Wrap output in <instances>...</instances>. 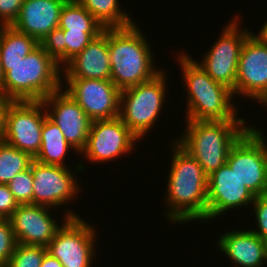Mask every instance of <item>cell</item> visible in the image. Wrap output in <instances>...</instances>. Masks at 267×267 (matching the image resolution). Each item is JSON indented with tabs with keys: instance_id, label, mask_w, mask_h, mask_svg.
Wrapping results in <instances>:
<instances>
[{
	"instance_id": "cell-1",
	"label": "cell",
	"mask_w": 267,
	"mask_h": 267,
	"mask_svg": "<svg viewBox=\"0 0 267 267\" xmlns=\"http://www.w3.org/2000/svg\"><path fill=\"white\" fill-rule=\"evenodd\" d=\"M172 162L168 174V183L164 203L169 223L185 224L190 221L207 220L208 175L197 160L172 141Z\"/></svg>"
},
{
	"instance_id": "cell-2",
	"label": "cell",
	"mask_w": 267,
	"mask_h": 267,
	"mask_svg": "<svg viewBox=\"0 0 267 267\" xmlns=\"http://www.w3.org/2000/svg\"><path fill=\"white\" fill-rule=\"evenodd\" d=\"M1 67V96L10 101H42L63 87L62 67L40 45L17 64Z\"/></svg>"
},
{
	"instance_id": "cell-3",
	"label": "cell",
	"mask_w": 267,
	"mask_h": 267,
	"mask_svg": "<svg viewBox=\"0 0 267 267\" xmlns=\"http://www.w3.org/2000/svg\"><path fill=\"white\" fill-rule=\"evenodd\" d=\"M137 24L108 28L111 81L122 91L147 82L162 70L155 68L151 45Z\"/></svg>"
},
{
	"instance_id": "cell-4",
	"label": "cell",
	"mask_w": 267,
	"mask_h": 267,
	"mask_svg": "<svg viewBox=\"0 0 267 267\" xmlns=\"http://www.w3.org/2000/svg\"><path fill=\"white\" fill-rule=\"evenodd\" d=\"M178 55L187 96V120H244L242 117L237 118L236 113L239 111L232 102L234 95L231 89L214 81L184 51Z\"/></svg>"
},
{
	"instance_id": "cell-5",
	"label": "cell",
	"mask_w": 267,
	"mask_h": 267,
	"mask_svg": "<svg viewBox=\"0 0 267 267\" xmlns=\"http://www.w3.org/2000/svg\"><path fill=\"white\" fill-rule=\"evenodd\" d=\"M245 120H186L176 142L191 154L209 176L227 162L231 147L248 130Z\"/></svg>"
},
{
	"instance_id": "cell-6",
	"label": "cell",
	"mask_w": 267,
	"mask_h": 267,
	"mask_svg": "<svg viewBox=\"0 0 267 267\" xmlns=\"http://www.w3.org/2000/svg\"><path fill=\"white\" fill-rule=\"evenodd\" d=\"M165 72L120 92L119 118L139 140L154 126L163 109L167 93Z\"/></svg>"
},
{
	"instance_id": "cell-7",
	"label": "cell",
	"mask_w": 267,
	"mask_h": 267,
	"mask_svg": "<svg viewBox=\"0 0 267 267\" xmlns=\"http://www.w3.org/2000/svg\"><path fill=\"white\" fill-rule=\"evenodd\" d=\"M65 213L62 226L50 241L47 251L63 267H91L96 257V229L73 210Z\"/></svg>"
},
{
	"instance_id": "cell-8",
	"label": "cell",
	"mask_w": 267,
	"mask_h": 267,
	"mask_svg": "<svg viewBox=\"0 0 267 267\" xmlns=\"http://www.w3.org/2000/svg\"><path fill=\"white\" fill-rule=\"evenodd\" d=\"M46 116L42 101H10L4 113L2 140L34 158L41 148Z\"/></svg>"
},
{
	"instance_id": "cell-9",
	"label": "cell",
	"mask_w": 267,
	"mask_h": 267,
	"mask_svg": "<svg viewBox=\"0 0 267 267\" xmlns=\"http://www.w3.org/2000/svg\"><path fill=\"white\" fill-rule=\"evenodd\" d=\"M234 18L225 25L217 43L208 49L200 62L196 61L214 81L231 89L233 95L240 53L247 36L251 33L247 29L242 30L238 16Z\"/></svg>"
},
{
	"instance_id": "cell-10",
	"label": "cell",
	"mask_w": 267,
	"mask_h": 267,
	"mask_svg": "<svg viewBox=\"0 0 267 267\" xmlns=\"http://www.w3.org/2000/svg\"><path fill=\"white\" fill-rule=\"evenodd\" d=\"M226 163L255 196L267 194V152L254 132L247 130L237 140Z\"/></svg>"
},
{
	"instance_id": "cell-11",
	"label": "cell",
	"mask_w": 267,
	"mask_h": 267,
	"mask_svg": "<svg viewBox=\"0 0 267 267\" xmlns=\"http://www.w3.org/2000/svg\"><path fill=\"white\" fill-rule=\"evenodd\" d=\"M29 168L33 175L34 205L53 209L70 203L78 196L80 188L77 178L68 167L44 164L33 159Z\"/></svg>"
},
{
	"instance_id": "cell-12",
	"label": "cell",
	"mask_w": 267,
	"mask_h": 267,
	"mask_svg": "<svg viewBox=\"0 0 267 267\" xmlns=\"http://www.w3.org/2000/svg\"><path fill=\"white\" fill-rule=\"evenodd\" d=\"M138 138L119 118L92 121L85 148L80 154L91 163L108 162L129 154Z\"/></svg>"
},
{
	"instance_id": "cell-13",
	"label": "cell",
	"mask_w": 267,
	"mask_h": 267,
	"mask_svg": "<svg viewBox=\"0 0 267 267\" xmlns=\"http://www.w3.org/2000/svg\"><path fill=\"white\" fill-rule=\"evenodd\" d=\"M64 80V91L79 104L92 121L119 117L121 91L111 80Z\"/></svg>"
},
{
	"instance_id": "cell-14",
	"label": "cell",
	"mask_w": 267,
	"mask_h": 267,
	"mask_svg": "<svg viewBox=\"0 0 267 267\" xmlns=\"http://www.w3.org/2000/svg\"><path fill=\"white\" fill-rule=\"evenodd\" d=\"M47 117L56 124L68 144L81 153L85 148L92 120L63 87L42 100Z\"/></svg>"
},
{
	"instance_id": "cell-15",
	"label": "cell",
	"mask_w": 267,
	"mask_h": 267,
	"mask_svg": "<svg viewBox=\"0 0 267 267\" xmlns=\"http://www.w3.org/2000/svg\"><path fill=\"white\" fill-rule=\"evenodd\" d=\"M254 199L255 195L225 163L208 176L207 222L229 210H236L239 207L247 208V205H251Z\"/></svg>"
},
{
	"instance_id": "cell-16",
	"label": "cell",
	"mask_w": 267,
	"mask_h": 267,
	"mask_svg": "<svg viewBox=\"0 0 267 267\" xmlns=\"http://www.w3.org/2000/svg\"><path fill=\"white\" fill-rule=\"evenodd\" d=\"M267 89V45L250 33L242 47L235 82V95L255 100Z\"/></svg>"
},
{
	"instance_id": "cell-17",
	"label": "cell",
	"mask_w": 267,
	"mask_h": 267,
	"mask_svg": "<svg viewBox=\"0 0 267 267\" xmlns=\"http://www.w3.org/2000/svg\"><path fill=\"white\" fill-rule=\"evenodd\" d=\"M49 208L34 204L18 205L9 218L17 243L45 247L49 245L62 226L54 221Z\"/></svg>"
},
{
	"instance_id": "cell-18",
	"label": "cell",
	"mask_w": 267,
	"mask_h": 267,
	"mask_svg": "<svg viewBox=\"0 0 267 267\" xmlns=\"http://www.w3.org/2000/svg\"><path fill=\"white\" fill-rule=\"evenodd\" d=\"M63 79L111 80V65L108 50V28L63 67Z\"/></svg>"
},
{
	"instance_id": "cell-19",
	"label": "cell",
	"mask_w": 267,
	"mask_h": 267,
	"mask_svg": "<svg viewBox=\"0 0 267 267\" xmlns=\"http://www.w3.org/2000/svg\"><path fill=\"white\" fill-rule=\"evenodd\" d=\"M67 0H24L12 27L41 41L59 27L60 13Z\"/></svg>"
},
{
	"instance_id": "cell-20",
	"label": "cell",
	"mask_w": 267,
	"mask_h": 267,
	"mask_svg": "<svg viewBox=\"0 0 267 267\" xmlns=\"http://www.w3.org/2000/svg\"><path fill=\"white\" fill-rule=\"evenodd\" d=\"M234 265L240 267H264L267 262V244L253 231H227L215 242ZM236 263V264H235Z\"/></svg>"
},
{
	"instance_id": "cell-21",
	"label": "cell",
	"mask_w": 267,
	"mask_h": 267,
	"mask_svg": "<svg viewBox=\"0 0 267 267\" xmlns=\"http://www.w3.org/2000/svg\"><path fill=\"white\" fill-rule=\"evenodd\" d=\"M100 33L62 30L58 27L41 39L39 45L63 67Z\"/></svg>"
},
{
	"instance_id": "cell-22",
	"label": "cell",
	"mask_w": 267,
	"mask_h": 267,
	"mask_svg": "<svg viewBox=\"0 0 267 267\" xmlns=\"http://www.w3.org/2000/svg\"><path fill=\"white\" fill-rule=\"evenodd\" d=\"M41 140L40 151L34 160L44 164L67 167L64 164L65 158L68 151L70 152V149L73 148L68 144L59 127L47 116L44 119Z\"/></svg>"
},
{
	"instance_id": "cell-23",
	"label": "cell",
	"mask_w": 267,
	"mask_h": 267,
	"mask_svg": "<svg viewBox=\"0 0 267 267\" xmlns=\"http://www.w3.org/2000/svg\"><path fill=\"white\" fill-rule=\"evenodd\" d=\"M38 45L39 42L34 37L23 34L12 26H0L1 64H17Z\"/></svg>"
},
{
	"instance_id": "cell-24",
	"label": "cell",
	"mask_w": 267,
	"mask_h": 267,
	"mask_svg": "<svg viewBox=\"0 0 267 267\" xmlns=\"http://www.w3.org/2000/svg\"><path fill=\"white\" fill-rule=\"evenodd\" d=\"M78 2L104 28H122L135 23L129 13L121 9L118 0H78Z\"/></svg>"
},
{
	"instance_id": "cell-25",
	"label": "cell",
	"mask_w": 267,
	"mask_h": 267,
	"mask_svg": "<svg viewBox=\"0 0 267 267\" xmlns=\"http://www.w3.org/2000/svg\"><path fill=\"white\" fill-rule=\"evenodd\" d=\"M59 28L70 31L103 32L104 27L78 2L67 0L60 13Z\"/></svg>"
},
{
	"instance_id": "cell-26",
	"label": "cell",
	"mask_w": 267,
	"mask_h": 267,
	"mask_svg": "<svg viewBox=\"0 0 267 267\" xmlns=\"http://www.w3.org/2000/svg\"><path fill=\"white\" fill-rule=\"evenodd\" d=\"M33 157L14 146L0 141V184H8L16 174L27 170Z\"/></svg>"
},
{
	"instance_id": "cell-27",
	"label": "cell",
	"mask_w": 267,
	"mask_h": 267,
	"mask_svg": "<svg viewBox=\"0 0 267 267\" xmlns=\"http://www.w3.org/2000/svg\"><path fill=\"white\" fill-rule=\"evenodd\" d=\"M47 247L17 243L7 267H40Z\"/></svg>"
},
{
	"instance_id": "cell-28",
	"label": "cell",
	"mask_w": 267,
	"mask_h": 267,
	"mask_svg": "<svg viewBox=\"0 0 267 267\" xmlns=\"http://www.w3.org/2000/svg\"><path fill=\"white\" fill-rule=\"evenodd\" d=\"M8 186L19 205L33 204V175L30 168L16 174Z\"/></svg>"
},
{
	"instance_id": "cell-29",
	"label": "cell",
	"mask_w": 267,
	"mask_h": 267,
	"mask_svg": "<svg viewBox=\"0 0 267 267\" xmlns=\"http://www.w3.org/2000/svg\"><path fill=\"white\" fill-rule=\"evenodd\" d=\"M17 245L9 219H0V263L7 265Z\"/></svg>"
},
{
	"instance_id": "cell-30",
	"label": "cell",
	"mask_w": 267,
	"mask_h": 267,
	"mask_svg": "<svg viewBox=\"0 0 267 267\" xmlns=\"http://www.w3.org/2000/svg\"><path fill=\"white\" fill-rule=\"evenodd\" d=\"M252 206L258 228L251 231L267 244V194L255 196Z\"/></svg>"
},
{
	"instance_id": "cell-31",
	"label": "cell",
	"mask_w": 267,
	"mask_h": 267,
	"mask_svg": "<svg viewBox=\"0 0 267 267\" xmlns=\"http://www.w3.org/2000/svg\"><path fill=\"white\" fill-rule=\"evenodd\" d=\"M23 3L24 0H0V26H12Z\"/></svg>"
},
{
	"instance_id": "cell-32",
	"label": "cell",
	"mask_w": 267,
	"mask_h": 267,
	"mask_svg": "<svg viewBox=\"0 0 267 267\" xmlns=\"http://www.w3.org/2000/svg\"><path fill=\"white\" fill-rule=\"evenodd\" d=\"M18 205L8 184H0V219H9Z\"/></svg>"
},
{
	"instance_id": "cell-33",
	"label": "cell",
	"mask_w": 267,
	"mask_h": 267,
	"mask_svg": "<svg viewBox=\"0 0 267 267\" xmlns=\"http://www.w3.org/2000/svg\"><path fill=\"white\" fill-rule=\"evenodd\" d=\"M9 102L10 100L0 95V141L2 140L4 133V113L6 106L8 105Z\"/></svg>"
},
{
	"instance_id": "cell-34",
	"label": "cell",
	"mask_w": 267,
	"mask_h": 267,
	"mask_svg": "<svg viewBox=\"0 0 267 267\" xmlns=\"http://www.w3.org/2000/svg\"><path fill=\"white\" fill-rule=\"evenodd\" d=\"M40 267H63L59 260L53 257L49 252L44 255Z\"/></svg>"
},
{
	"instance_id": "cell-35",
	"label": "cell",
	"mask_w": 267,
	"mask_h": 267,
	"mask_svg": "<svg viewBox=\"0 0 267 267\" xmlns=\"http://www.w3.org/2000/svg\"><path fill=\"white\" fill-rule=\"evenodd\" d=\"M255 38H257L261 43L267 45V21L264 22V25L259 30V33L255 35L251 32Z\"/></svg>"
},
{
	"instance_id": "cell-36",
	"label": "cell",
	"mask_w": 267,
	"mask_h": 267,
	"mask_svg": "<svg viewBox=\"0 0 267 267\" xmlns=\"http://www.w3.org/2000/svg\"><path fill=\"white\" fill-rule=\"evenodd\" d=\"M247 129L249 130V131H252V132H254L263 142H264V146H265V149H266V152H267V141H266V137L264 136V134L265 133H263V132H261V131H263L262 129L260 130V129H258V127L256 128L255 126L254 127H252V126H247Z\"/></svg>"
},
{
	"instance_id": "cell-37",
	"label": "cell",
	"mask_w": 267,
	"mask_h": 267,
	"mask_svg": "<svg viewBox=\"0 0 267 267\" xmlns=\"http://www.w3.org/2000/svg\"><path fill=\"white\" fill-rule=\"evenodd\" d=\"M256 101L267 107V89H265L257 98Z\"/></svg>"
},
{
	"instance_id": "cell-38",
	"label": "cell",
	"mask_w": 267,
	"mask_h": 267,
	"mask_svg": "<svg viewBox=\"0 0 267 267\" xmlns=\"http://www.w3.org/2000/svg\"><path fill=\"white\" fill-rule=\"evenodd\" d=\"M3 78H4V74L2 72L1 60H0V95H1V87H2Z\"/></svg>"
},
{
	"instance_id": "cell-39",
	"label": "cell",
	"mask_w": 267,
	"mask_h": 267,
	"mask_svg": "<svg viewBox=\"0 0 267 267\" xmlns=\"http://www.w3.org/2000/svg\"><path fill=\"white\" fill-rule=\"evenodd\" d=\"M0 267H7V265L0 263Z\"/></svg>"
}]
</instances>
